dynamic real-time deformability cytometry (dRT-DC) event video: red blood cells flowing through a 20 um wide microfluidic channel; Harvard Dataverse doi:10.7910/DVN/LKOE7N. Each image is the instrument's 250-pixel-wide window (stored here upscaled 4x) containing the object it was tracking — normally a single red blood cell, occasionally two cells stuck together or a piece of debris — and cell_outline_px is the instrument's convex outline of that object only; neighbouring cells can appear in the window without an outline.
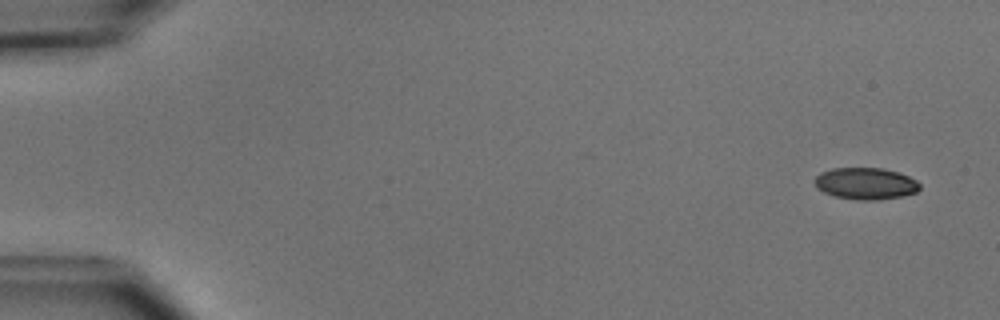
{"species": "common noctule bat (a hibernating species)", "species_latin": "Nyctalus noctula", "temperature_condition": "cold", "stored_images_in_passage": 6, "camera_frame_rate_fps": 3000, "um_per_image_px": 0.085, "animal": {"sex": "male", "body_mass_g": 15.6}, "frame": {"image": 1, "passage_image": 1, "time_ms": 0.0, "image_size_px": [1000, 320], "cell_outline_px": [[920, 188], [916, 192], [900, 196], [880, 200], [856, 200], [836, 196], [824, 192], [816, 188], [812, 180], [820, 172], [832, 168], [884, 168], [908, 176], [916, 180], [920, 184]], "centroid_in_image_um": [73.54, 15.6], "position_along_channel_um": 11.5, "area_um2": 19.54}}
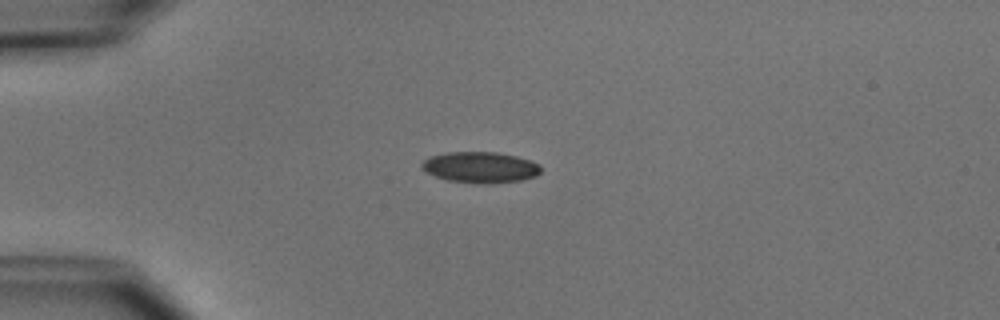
{"frame": {"image": 2, "passage_image": 4, "time_ms": 3.667, "image_size_px": [1000, 320], "cell_outline_px": [[540, 172], [536, 176], [520, 180], [488, 184], [448, 180], [424, 172], [420, 168], [420, 164], [428, 156], [448, 152], [496, 152], [516, 156], [540, 164]], "centroid_in_image_um": [40.78, 14.21], "position_along_channel_um": 44.2, "area_um2": 21.5}}